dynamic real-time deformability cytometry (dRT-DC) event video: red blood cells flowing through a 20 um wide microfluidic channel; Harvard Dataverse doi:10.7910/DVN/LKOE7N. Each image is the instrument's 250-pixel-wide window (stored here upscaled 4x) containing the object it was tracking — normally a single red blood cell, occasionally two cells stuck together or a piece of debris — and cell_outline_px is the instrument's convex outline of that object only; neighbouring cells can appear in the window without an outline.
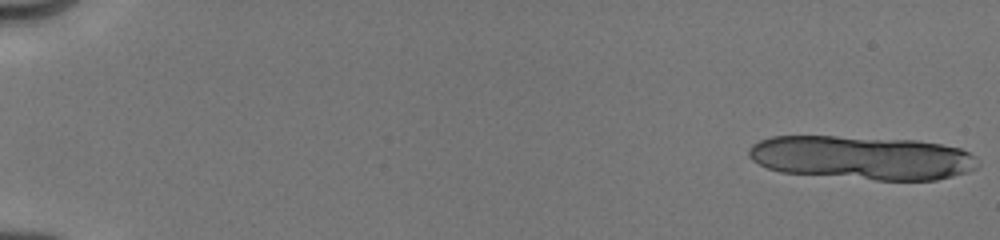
{"species": "human", "species_latin": "Homo sapiens", "temperature_condition": "cold", "stored_images_in_passage": 18, "camera_frame_rate_fps": 3000, "um_per_image_px": 0.085, "donor": {"sex": "male"}, "frame": {"image": 1, "passage_image": 1, "time_ms": 0.0, "image_size_px": [1000, 240], "cell_outline_px": [[980, 164], [976, 168], [968, 172], [936, 180], [876, 180], [780, 172], [768, 168], [752, 160], [748, 156], [748, 148], [752, 144], [760, 140], [772, 136], [836, 136], [916, 140], [940, 144], [960, 148], [976, 156]], "centroid_in_image_um": [73.28, 13.4], "position_along_channel_um": 11.7, "area_um2": 58.72}}